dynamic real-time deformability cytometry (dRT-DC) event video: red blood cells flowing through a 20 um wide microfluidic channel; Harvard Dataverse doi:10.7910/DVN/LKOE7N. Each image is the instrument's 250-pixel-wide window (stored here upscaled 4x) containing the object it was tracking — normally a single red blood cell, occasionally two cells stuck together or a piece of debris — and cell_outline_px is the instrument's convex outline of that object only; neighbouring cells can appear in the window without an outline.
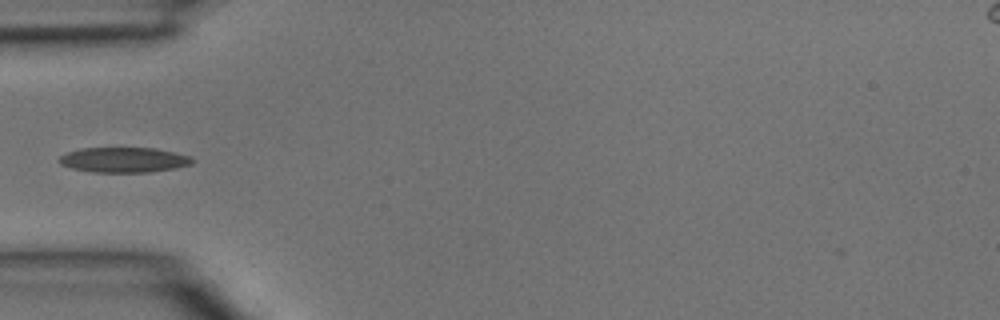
{"species": "common noctule bat (a hibernating species)", "species_latin": "Nyctalus noctula", "temperature_condition": "room temperature", "stored_images_in_passage": 31, "camera_frame_rate_fps": 3000, "um_per_image_px": 0.085, "animal": {"sex": "male", "body_mass_g": 15.6}, "frame": {"image": 1, "passage_image": 1, "time_ms": 0.0, "image_size_px": [1000, 320], "cell_outline_px": [[196, 160], [192, 164], [176, 168], [148, 172], [92, 172], [72, 168], [60, 164], [56, 160], [60, 156], [68, 152], [80, 148], [156, 148], [176, 152], [188, 156]], "centroid_in_image_um": [10.53, 13.58], "position_along_channel_um": 74.5, "area_um2": 19.59}}
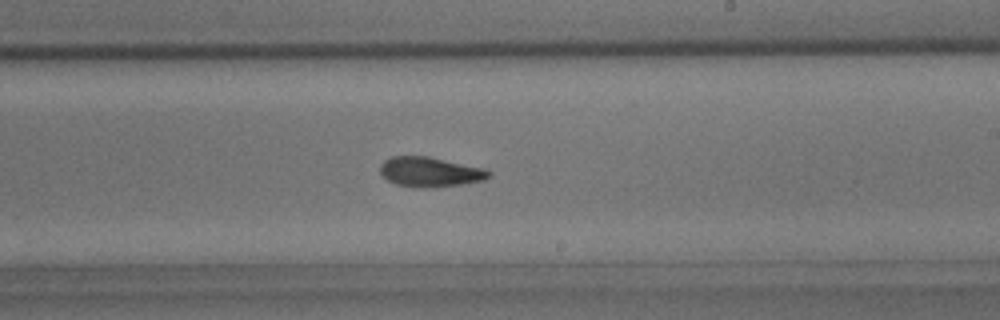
{"frame": {"image": 2, "passage_image": 13, "time_ms": 4.0, "image_size_px": [1000, 320], "cell_outline_px": [[492, 176], [484, 180], [460, 184], [428, 188], [416, 188], [396, 184], [388, 180], [380, 172], [380, 164], [384, 160], [392, 156], [428, 156], [484, 168], [492, 172]], "centroid_in_image_um": [36.56, 14.61], "position_along_channel_um": 252.4, "area_um2": 18.96}}
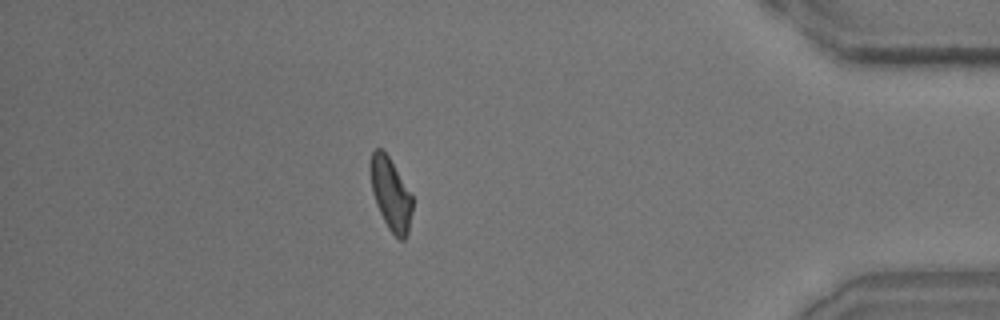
{"frame": {"image": 3, "passage_image": 26, "time_ms": 8.333, "image_size_px": [1000, 320], "cell_outline_px": [[412, 212], [408, 232], [404, 240], [400, 240], [388, 228], [376, 204], [372, 192], [372, 152], [376, 148], [380, 148], [388, 156], [412, 192]], "centroid_in_image_um": [33.26, 16.53], "position_along_channel_um": 401.9, "area_um2": 17.34}}